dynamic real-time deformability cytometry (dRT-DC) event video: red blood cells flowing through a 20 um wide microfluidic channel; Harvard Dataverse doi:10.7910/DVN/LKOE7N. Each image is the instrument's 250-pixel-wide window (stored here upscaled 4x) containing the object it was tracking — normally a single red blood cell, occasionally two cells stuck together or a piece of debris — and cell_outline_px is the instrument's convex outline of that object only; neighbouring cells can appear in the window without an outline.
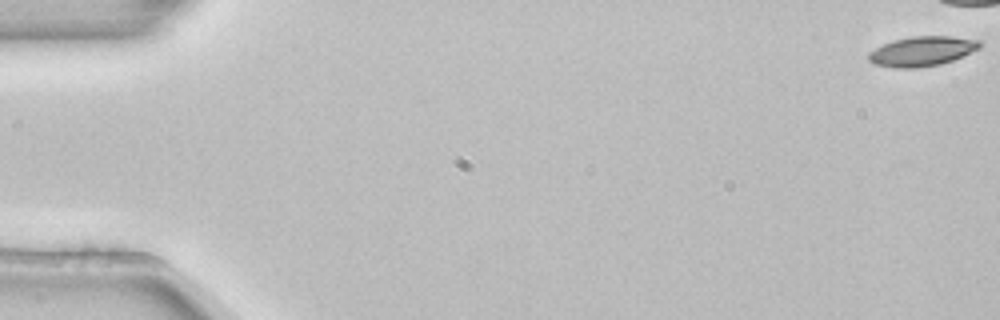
{"species": "common noctule bat (a hibernating species)", "species_latin": "Nyctalus noctula", "temperature_condition": "room temperature", "stored_images_in_passage": 7, "camera_frame_rate_fps": 3000, "um_per_image_px": 0.085, "animal": {"sex": "female", "body_mass_g": 22.7, "forearm_length_mm": 54.2}, "frame": {"image": 1, "passage_image": 1, "time_ms": 0.0, "image_size_px": [1000, 320], "cell_outline_px": [[980, 48], [952, 60], [940, 64], [916, 68], [896, 68], [872, 64], [868, 60], [868, 52], [884, 44], [896, 40], [912, 36], [948, 36], [980, 40]], "centroid_in_image_um": [78.34, 4.36], "position_along_channel_um": 6.7, "area_um2": 19.07}}